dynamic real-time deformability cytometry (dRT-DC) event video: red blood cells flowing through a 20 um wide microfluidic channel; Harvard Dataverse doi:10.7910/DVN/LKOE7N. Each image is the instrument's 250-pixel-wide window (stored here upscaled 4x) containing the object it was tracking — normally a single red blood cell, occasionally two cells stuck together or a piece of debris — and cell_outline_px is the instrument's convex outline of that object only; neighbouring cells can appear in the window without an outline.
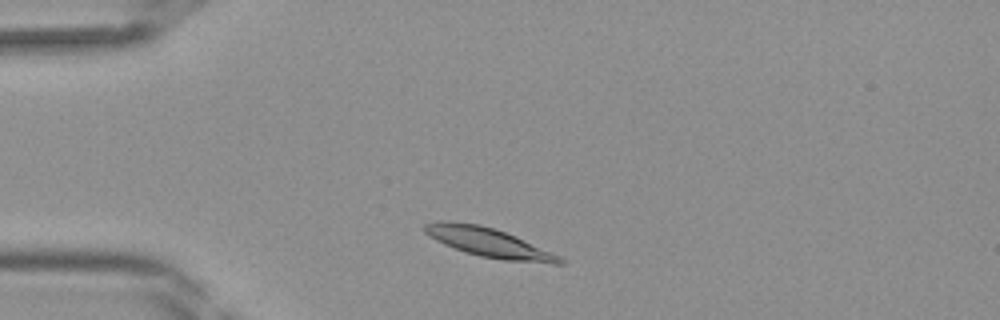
{"species": "Egyptian fruit bat (a non-hibernating species)", "species_latin": "Rousettus aegyptiacus", "temperature_condition": "room temperature", "stored_images_in_passage": 36, "camera_frame_rate_fps": 3000, "um_per_image_px": 0.085, "frame": {"image": 1, "passage_image": 4, "time_ms": 1.0, "image_size_px": [1000, 320], "cell_outline_px": [[564, 264], [552, 264], [504, 260], [480, 256], [464, 252], [444, 244], [436, 240], [424, 232], [424, 224], [440, 220], [448, 220], [480, 224], [516, 236], [560, 256], [564, 260]], "centroid_in_image_um": [41.53, 20.61], "position_along_channel_um": 43.5, "area_um2": 22.95}}
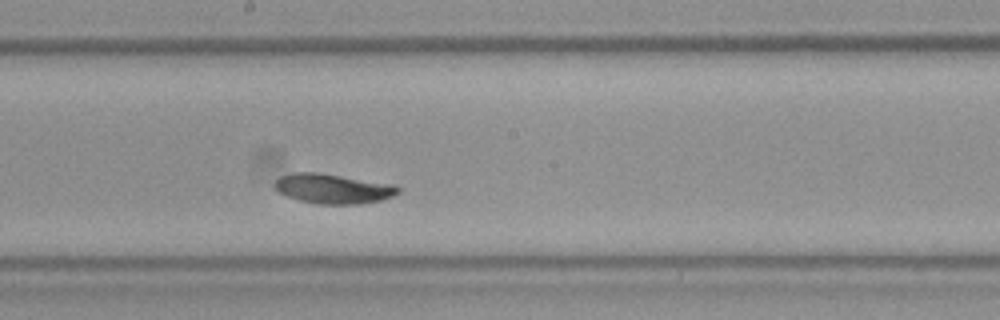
{"frame": {"image": 2, "passage_image": 17, "time_ms": 5.333, "image_size_px": [1000, 320], "cell_outline_px": [[400, 192], [392, 196], [380, 200], [360, 204], [320, 204], [300, 200], [288, 196], [280, 192], [276, 188], [276, 180], [280, 176], [296, 172], [316, 172], [392, 184], [400, 188]], "centroid_in_image_um": [28.32, 16.04], "position_along_channel_um": 219.9, "area_um2": 20.98}}
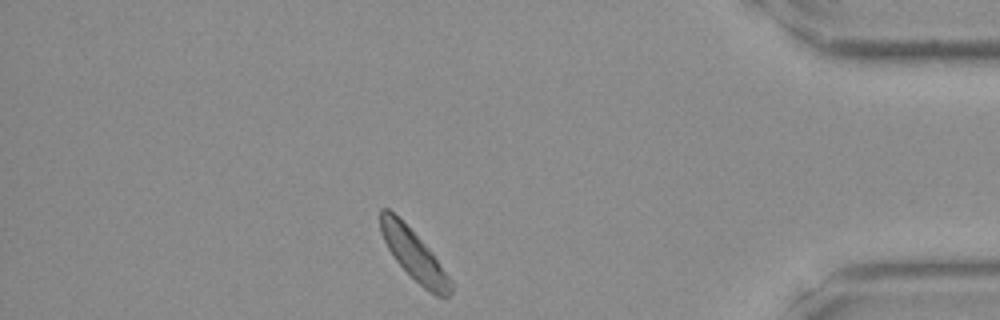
{"frame": {"image": 3, "passage_image": 31, "time_ms": 10.0, "image_size_px": [1000, 320], "cell_outline_px": [[452, 292], [444, 300], [436, 296], [424, 288], [396, 260], [388, 248], [380, 232], [380, 208], [388, 208], [428, 248], [452, 280]], "centroid_in_image_um": [35.21, 21.72], "position_along_channel_um": 400.0, "area_um2": 19.94}}